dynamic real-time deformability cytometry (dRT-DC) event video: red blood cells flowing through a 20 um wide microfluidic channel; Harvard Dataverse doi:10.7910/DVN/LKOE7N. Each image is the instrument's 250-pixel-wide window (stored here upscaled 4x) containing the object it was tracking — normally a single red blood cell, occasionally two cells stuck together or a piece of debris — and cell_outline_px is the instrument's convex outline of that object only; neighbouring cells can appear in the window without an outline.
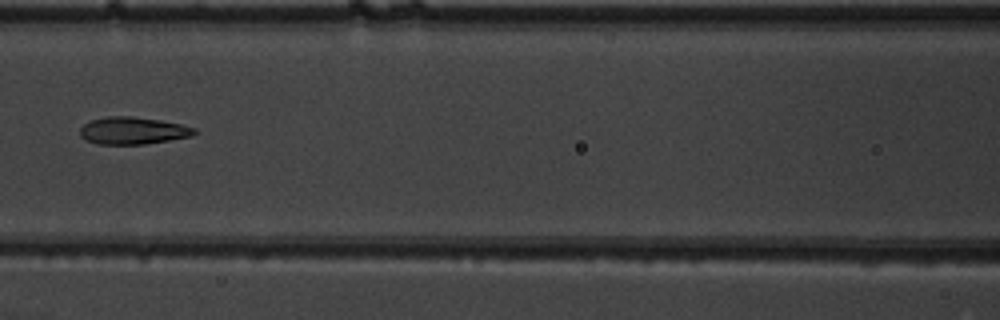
{"species": "common noctule bat (a hibernating species)", "species_latin": "Nyctalus noctula", "temperature_condition": "warm", "stored_images_in_passage": 7, "camera_frame_rate_fps": 3000, "um_per_image_px": 0.085, "animal": {"sex": "male", "body_mass_g": 19.5, "forearm_length_mm": 54.6}, "frame": {"image": 1, "passage_image": 7, "time_ms": 2.0, "image_size_px": [1000, 320], "cell_outline_px": [[200, 132], [192, 136], [144, 144], [96, 144], [80, 136], [80, 128], [84, 124], [92, 120], [108, 116], [132, 116], [160, 120], [180, 124], [196, 128]], "centroid_in_image_um": [11.32, 11.1], "position_along_channel_um": 155.3, "area_um2": 18.15}}